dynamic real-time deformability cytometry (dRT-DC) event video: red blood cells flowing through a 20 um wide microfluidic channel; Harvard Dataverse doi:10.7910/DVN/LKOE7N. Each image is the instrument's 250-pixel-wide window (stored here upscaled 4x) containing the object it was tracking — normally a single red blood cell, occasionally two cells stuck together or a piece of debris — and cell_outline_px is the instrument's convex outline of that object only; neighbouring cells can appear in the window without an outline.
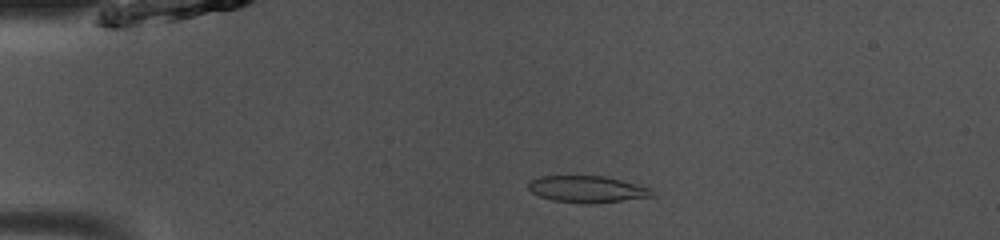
{"species": "common noctule bat (a hibernating species)", "species_latin": "Nyctalus noctula", "temperature_condition": "room temperature", "stored_images_in_passage": 49, "camera_frame_rate_fps": 3000, "um_per_image_px": 0.085, "animal": {"sex": "male", "body_mass_g": 13.0, "forearm_length_mm": 53.1}, "frame": {"image": 1, "passage_image": 11, "time_ms": 3.333, "image_size_px": [1000, 240], "cell_outline_px": [[656, 196], [596, 204], [588, 204], [552, 200], [540, 196], [532, 192], [528, 188], [528, 180], [540, 176], [604, 176], [652, 188], [656, 192]], "centroid_in_image_um": [49.94, 16.09], "position_along_channel_um": 35.1, "area_um2": 19.48}}
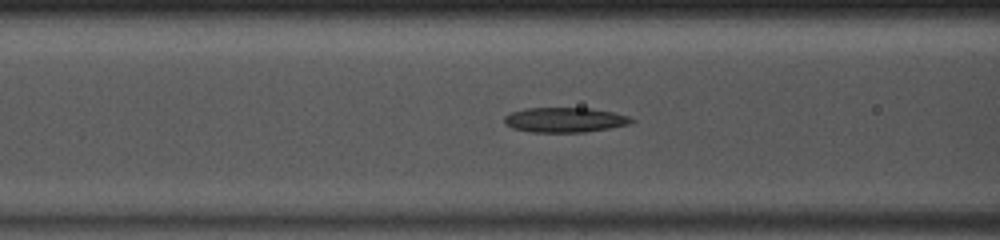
{"frame": {"image": 2, "passage_image": 20, "time_ms": 6.333, "image_size_px": [1000, 240], "cell_outline_px": [[636, 120], [628, 124], [608, 128], [584, 132], [532, 132], [512, 128], [504, 120], [504, 116], [512, 112], [524, 108], [592, 108], [612, 112], [628, 116]], "centroid_in_image_um": [48.0, 10.18], "position_along_channel_um": 118.6, "area_um2": 18.26}}
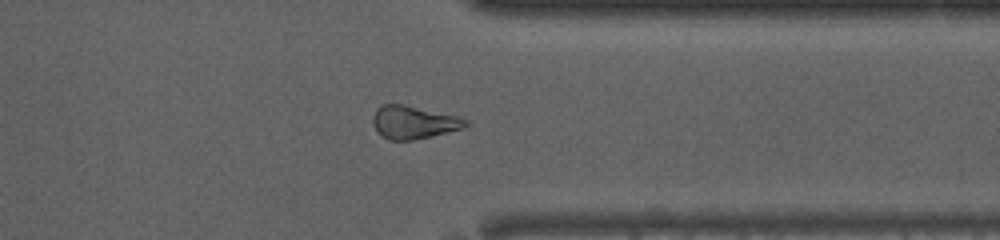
{"frame": {"image": 3, "passage_image": 39, "time_ms": 12.667, "image_size_px": [1000, 240], "cell_outline_px": [[468, 124], [464, 128], [432, 136], [412, 140], [388, 140], [380, 136], [376, 132], [372, 120], [376, 108], [384, 104], [404, 104], [456, 116], [468, 120]], "centroid_in_image_um": [35.12, 10.4], "position_along_channel_um": 376.3, "area_um2": 17.86}}